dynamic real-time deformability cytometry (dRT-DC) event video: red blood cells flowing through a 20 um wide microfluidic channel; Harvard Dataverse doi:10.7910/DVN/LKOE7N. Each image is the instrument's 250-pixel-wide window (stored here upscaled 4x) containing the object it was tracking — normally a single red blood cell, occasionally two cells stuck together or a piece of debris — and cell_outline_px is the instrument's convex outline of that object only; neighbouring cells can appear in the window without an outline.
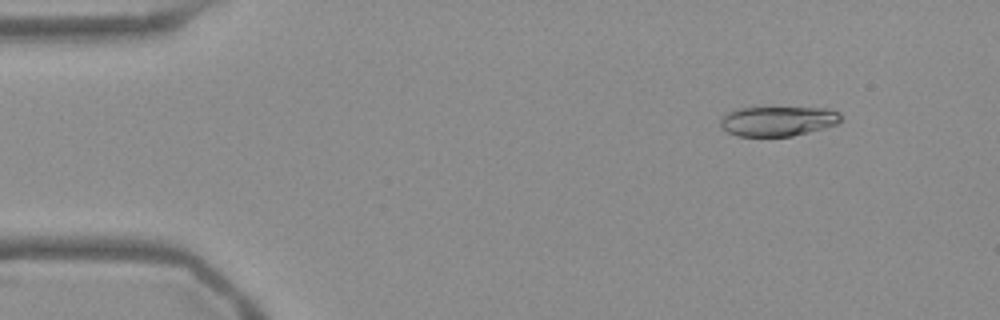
{"species": "Egyptian fruit bat (a non-hibernating species)", "species_latin": "Rousettus aegyptiacus", "temperature_condition": "warm", "stored_images_in_passage": 53, "camera_frame_rate_fps": 3000, "um_per_image_px": 0.085, "frame": {"image": 1, "passage_image": 6, "time_ms": 1.667, "image_size_px": [1000, 320], "cell_outline_px": [[844, 120], [836, 124], [824, 128], [792, 136], [736, 136], [720, 128], [720, 120], [728, 112], [740, 108], [828, 108], [840, 112]], "centroid_in_image_um": [66.15, 10.3], "position_along_channel_um": 18.9, "area_um2": 20.98}}
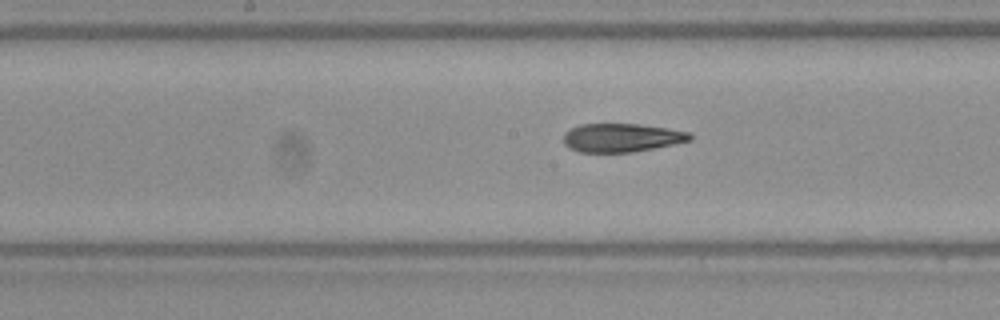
{"frame": {"image": 2, "passage_image": 27, "time_ms": 8.667, "image_size_px": [1000, 320], "cell_outline_px": [[692, 140], [632, 152], [580, 152], [568, 148], [564, 144], [564, 132], [580, 124], [640, 124], [668, 128], [688, 132], [692, 136]], "centroid_in_image_um": [52.81, 11.7], "position_along_channel_um": 195.4, "area_um2": 20.92}}
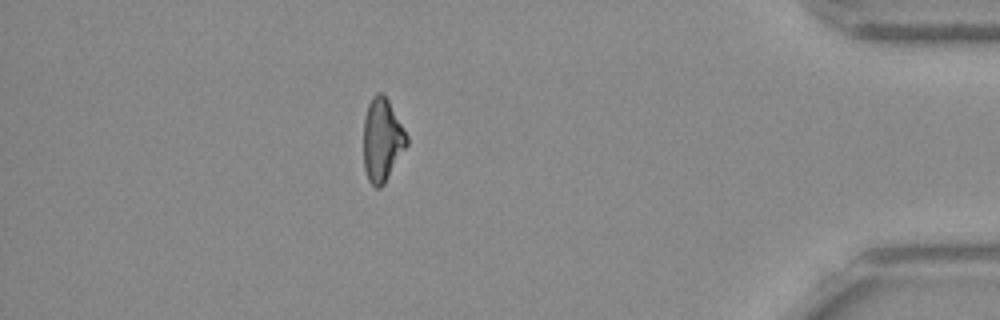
{"frame": {"image": 3, "passage_image": 47, "time_ms": 15.333, "image_size_px": [1000, 320], "cell_outline_px": [[408, 144], [384, 184], [380, 188], [376, 188], [368, 180], [364, 168], [364, 116], [368, 104], [372, 96], [376, 92], [380, 92], [388, 100], [408, 136]], "centroid_in_image_um": [32.48, 11.9], "position_along_channel_um": 402.7, "area_um2": 20.87}, "authors_computed_cell_mechanics": {"area_um2": 21.9062, "velocity_mm_per_s": 3.793, "shape_relaxation_time_tau1_ms": null, "shape_relaxation_time_tau2_ms": 5.3026, "deformation_change_tau1": null, "deformation_change_tau2": 0.1316}}